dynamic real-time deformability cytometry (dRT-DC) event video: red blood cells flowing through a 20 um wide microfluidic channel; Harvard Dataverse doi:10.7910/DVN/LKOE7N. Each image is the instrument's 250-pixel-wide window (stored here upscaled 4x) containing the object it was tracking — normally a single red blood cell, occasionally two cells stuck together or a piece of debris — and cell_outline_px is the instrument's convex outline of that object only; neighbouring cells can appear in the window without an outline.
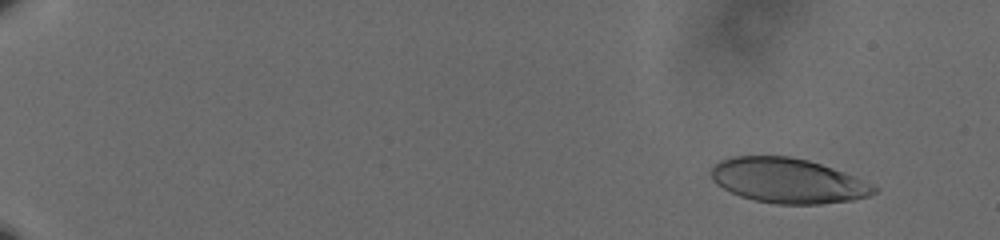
{"species": "human", "species_latin": "Homo sapiens", "temperature_condition": "cold", "stored_images_in_passage": 55, "camera_frame_rate_fps": 3000, "um_per_image_px": 0.085, "donor": {"sex": "male"}, "frame": {"image": 1, "passage_image": 1, "time_ms": 0.0, "image_size_px": [1000, 240], "cell_outline_px": [[880, 188], [876, 192], [868, 196], [852, 200], [820, 204], [776, 204], [752, 200], [740, 196], [716, 184], [712, 180], [708, 172], [720, 160], [736, 156], [788, 156], [808, 160], [844, 172], [872, 184]], "centroid_in_image_um": [66.95, 15.36], "position_along_channel_um": 18.0, "area_um2": 42.6}}
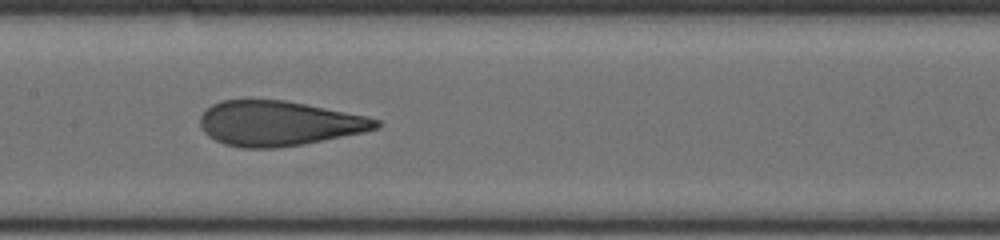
{"frame": {"image": 2, "passage_image": 29, "time_ms": 9.333, "image_size_px": [1000, 240], "cell_outline_px": [[384, 124], [380, 128], [364, 132], [300, 144], [276, 148], [240, 148], [224, 144], [208, 136], [204, 132], [200, 124], [200, 116], [212, 104], [224, 100], [284, 100], [364, 116], [380, 120]], "centroid_in_image_um": [23.68, 10.49], "position_along_channel_um": 183.7, "area_um2": 45.6}}
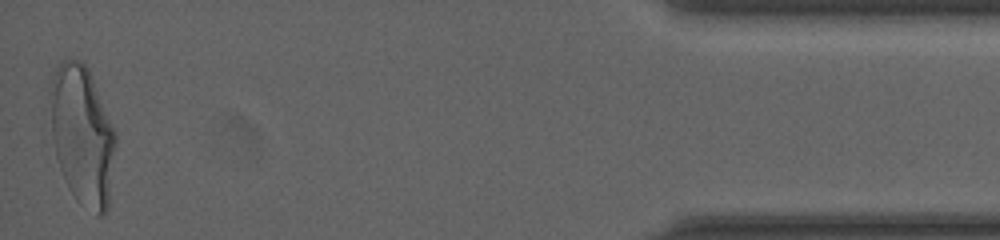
{"frame": {"image": 3, "passage_image": 55, "time_ms": 18.0, "image_size_px": [1000, 240], "cell_outline_px": [[116, 144], [108, 208], [100, 216], [96, 216], [80, 204], [76, 200], [68, 188], [64, 180], [56, 156], [52, 136], [48, 92], [56, 68], [60, 60], [68, 56], [80, 60], [88, 68], [116, 132]], "centroid_in_image_um": [6.98, 11.48], "position_along_channel_um": 428.2, "area_um2": 53.75}, "authors_computed_cell_mechanics": {"area_um2": 46.1244, "velocity_mm_per_s": 3.6098, "shape_relaxation_time_tau1_ms": 5.8784, "shape_relaxation_time_tau2_ms": 1.0362, "deformation_change_tau1": 0.2159, "deformation_change_tau2": 0.0775}}